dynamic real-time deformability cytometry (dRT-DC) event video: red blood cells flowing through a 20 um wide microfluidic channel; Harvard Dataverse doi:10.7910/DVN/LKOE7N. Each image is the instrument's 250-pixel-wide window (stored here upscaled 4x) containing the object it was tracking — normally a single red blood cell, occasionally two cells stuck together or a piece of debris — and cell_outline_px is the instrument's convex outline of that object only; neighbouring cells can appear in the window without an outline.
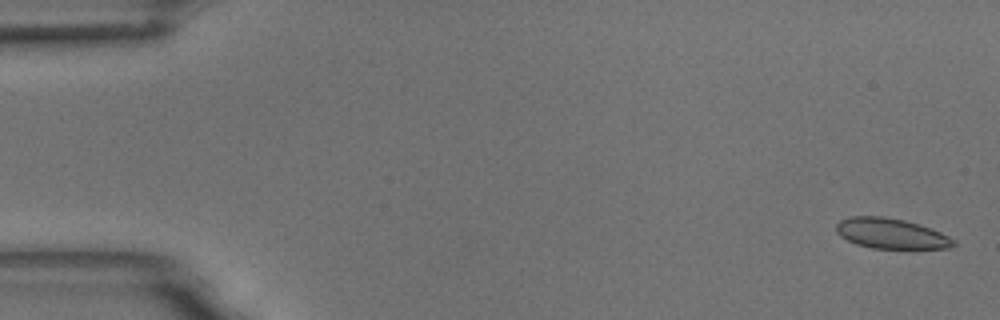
{"species": "common noctule bat (a hibernating species)", "species_latin": "Nyctalus noctula", "temperature_condition": "room temperature", "stored_images_in_passage": 57, "camera_frame_rate_fps": 3000, "um_per_image_px": 0.085, "animal": {"sex": "male", "body_mass_g": 18.8}, "frame": {"image": 1, "passage_image": 2, "time_ms": 0.333, "image_size_px": [1000, 320], "cell_outline_px": [[956, 244], [948, 248], [872, 248], [856, 244], [840, 236], [836, 232], [836, 224], [840, 220], [852, 216], [884, 216], [904, 220], [920, 224], [940, 232], [956, 240]], "centroid_in_image_um": [75.73, 19.84], "position_along_channel_um": 9.3, "area_um2": 20.69}}
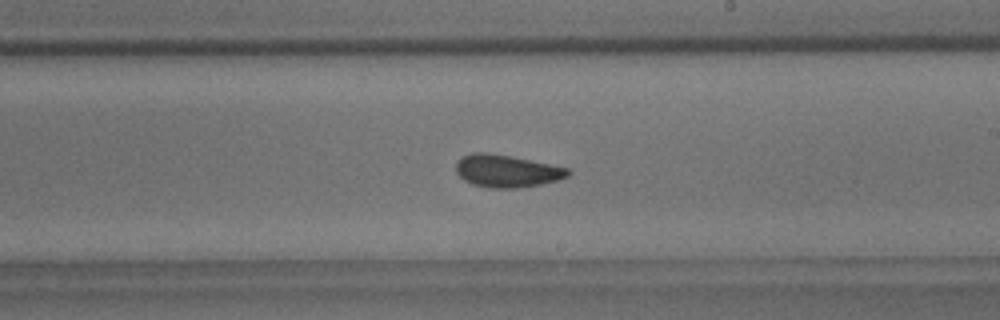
{"frame": {"image": 2, "passage_image": 33, "time_ms": 10.667, "image_size_px": [1000, 320], "cell_outline_px": [[572, 172], [568, 176], [556, 180], [540, 184], [516, 188], [488, 188], [472, 184], [464, 180], [456, 172], [456, 164], [464, 156], [472, 152], [484, 152], [508, 156], [568, 168]], "centroid_in_image_um": [43.05, 14.55], "position_along_channel_um": 245.9, "area_um2": 20.81}}
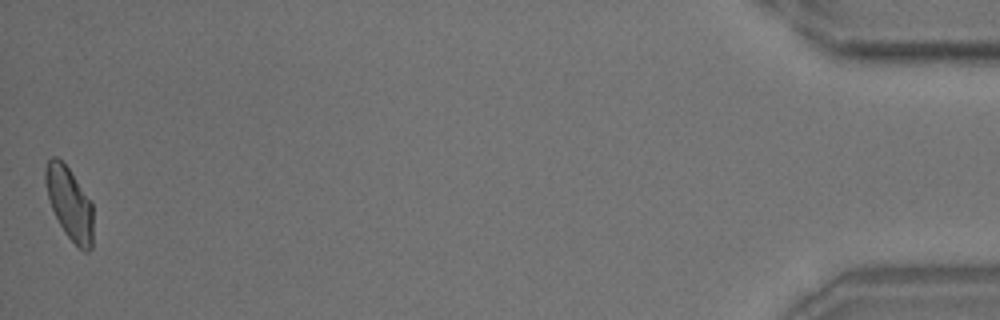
{"frame": {"image": 3, "passage_image": 56, "time_ms": 18.333, "image_size_px": [1000, 320], "cell_outline_px": [[92, 248], [88, 252], [84, 252], [64, 232], [52, 208], [48, 196], [44, 180], [44, 168], [48, 160], [52, 156], [56, 156], [68, 168], [92, 204]], "centroid_in_image_um": [5.89, 17.28], "position_along_channel_um": 429.3, "area_um2": 19.71}}